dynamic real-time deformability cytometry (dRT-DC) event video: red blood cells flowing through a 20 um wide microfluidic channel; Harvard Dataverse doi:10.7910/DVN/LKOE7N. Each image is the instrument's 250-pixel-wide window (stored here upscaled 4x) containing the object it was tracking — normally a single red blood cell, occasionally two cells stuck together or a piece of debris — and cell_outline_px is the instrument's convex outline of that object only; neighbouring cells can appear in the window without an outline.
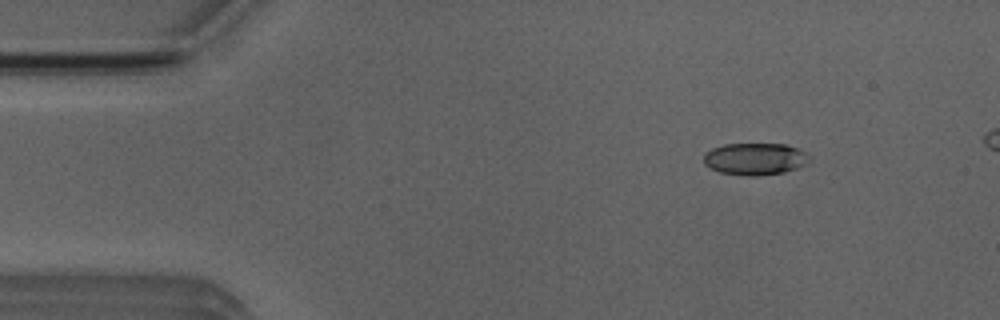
{"species": "Egyptian fruit bat (a non-hibernating species)", "species_latin": "Rousettus aegyptiacus", "temperature_condition": "room temperature", "stored_images_in_passage": 4, "camera_frame_rate_fps": 3000, "um_per_image_px": 0.085, "animal": {"sex": "male"}, "frame": {"image": 1, "passage_image": 1, "time_ms": 0.0, "image_size_px": [1000, 320], "cell_outline_px": [[812, 160], [796, 168], [784, 172], [756, 176], [748, 176], [720, 172], [704, 164], [704, 152], [712, 148], [724, 144], [784, 144], [808, 152]], "centroid_in_image_um": [64.19, 13.5], "position_along_channel_um": 20.8, "area_um2": 19.77}}